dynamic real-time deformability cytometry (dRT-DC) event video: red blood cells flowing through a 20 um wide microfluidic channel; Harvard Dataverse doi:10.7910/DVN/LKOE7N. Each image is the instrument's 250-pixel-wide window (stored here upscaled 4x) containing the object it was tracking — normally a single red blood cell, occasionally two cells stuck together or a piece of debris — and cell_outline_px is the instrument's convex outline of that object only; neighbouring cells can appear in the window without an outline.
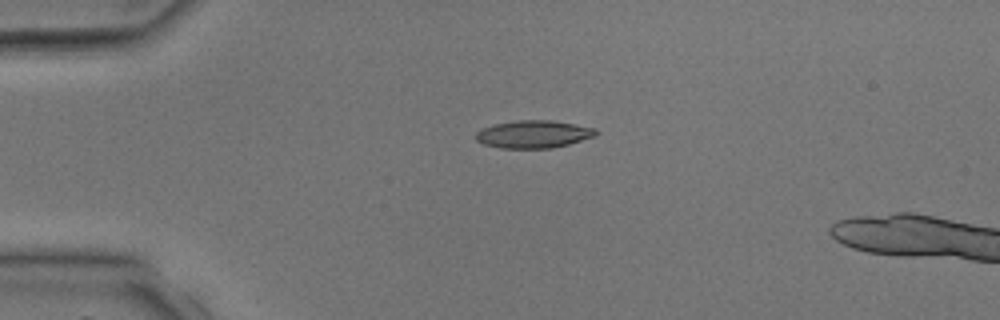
{"species": "common noctule bat (a hibernating species)", "species_latin": "Nyctalus noctula", "temperature_condition": "room temperature", "stored_images_in_passage": 2, "camera_frame_rate_fps": 3000, "um_per_image_px": 0.085, "animal": {"sex": "male", "body_mass_g": 17.9, "forearm_length_mm": 54.2}, "frame": {"image": 1, "passage_image": 1, "time_ms": 0.0, "image_size_px": [1000, 320], "cell_outline_px": [[600, 132], [596, 136], [568, 144], [552, 148], [500, 148], [484, 144], [476, 140], [476, 132], [480, 128], [496, 124], [516, 120], [552, 120], [596, 128]], "centroid_in_image_um": [45.37, 11.4], "position_along_channel_um": 39.6, "area_um2": 19.42}}